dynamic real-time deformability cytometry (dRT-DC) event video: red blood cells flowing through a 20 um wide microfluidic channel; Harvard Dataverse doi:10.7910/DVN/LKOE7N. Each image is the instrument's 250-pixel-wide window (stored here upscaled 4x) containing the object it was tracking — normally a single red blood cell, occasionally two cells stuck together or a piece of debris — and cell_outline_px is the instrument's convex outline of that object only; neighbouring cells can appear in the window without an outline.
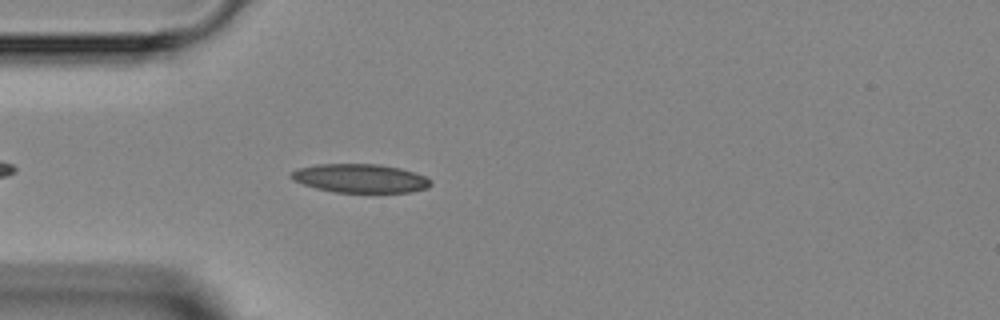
{"species": "Egyptian fruit bat (a non-hibernating species)", "species_latin": "Rousettus aegyptiacus", "temperature_condition": "room temperature", "stored_images_in_passage": 4, "camera_frame_rate_fps": 3000, "um_per_image_px": 0.085, "animal": {"sex": "female"}, "frame": {"image": 1, "passage_image": 4, "time_ms": 3.333, "image_size_px": [1000, 320], "cell_outline_px": [[432, 184], [428, 188], [412, 192], [336, 192], [316, 188], [292, 180], [288, 176], [296, 168], [316, 164], [380, 164], [400, 168], [416, 172], [432, 180]], "centroid_in_image_um": [30.63, 15.15], "position_along_channel_um": 54.4, "area_um2": 23.52}}